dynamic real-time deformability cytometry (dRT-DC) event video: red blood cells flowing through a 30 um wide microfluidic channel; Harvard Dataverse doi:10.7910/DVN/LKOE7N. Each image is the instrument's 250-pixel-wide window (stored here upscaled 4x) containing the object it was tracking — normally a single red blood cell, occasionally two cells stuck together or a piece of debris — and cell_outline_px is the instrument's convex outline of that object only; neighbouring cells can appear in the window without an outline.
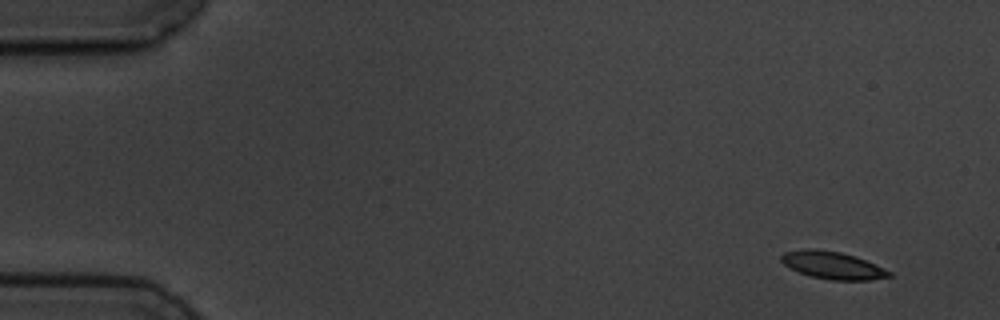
{"species": "common noctule bat (a hibernating species)", "species_latin": "Nyctalus noctula", "temperature_condition": "cold", "stored_images_in_passage": 14, "camera_frame_rate_fps": 3000, "um_per_image_px": 0.085, "animal": {"sex": "male", "body_mass_g": 19.5, "forearm_length_mm": 54.6}, "frame": {"image": 1, "passage_image": 1, "time_ms": 0.0, "image_size_px": [1000, 320], "cell_outline_px": [[892, 276], [868, 280], [832, 280], [812, 276], [800, 272], [784, 264], [780, 260], [780, 256], [784, 252], [804, 248], [816, 248], [840, 252], [856, 256], [892, 272]], "centroid_in_image_um": [70.76, 22.53], "position_along_channel_um": 14.2, "area_um2": 17.17}}
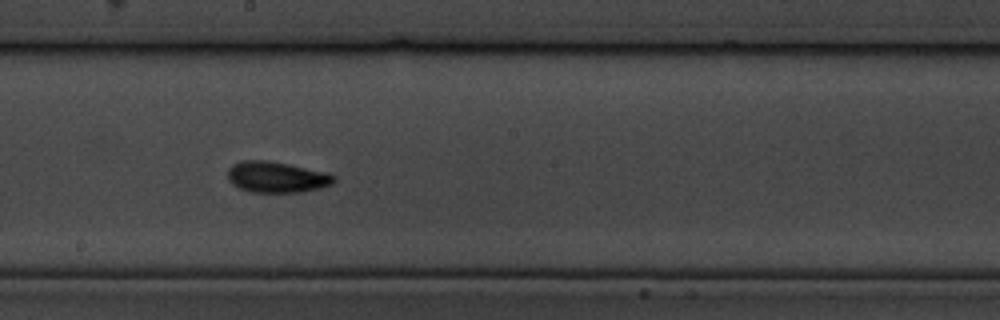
{"frame": {"image": 2, "passage_image": 8, "time_ms": 9.333, "image_size_px": [1000, 320], "cell_outline_px": [[336, 180], [332, 184], [320, 188], [300, 192], [252, 192], [240, 188], [232, 184], [228, 180], [228, 168], [232, 164], [244, 160], [268, 160], [328, 172], [336, 176]], "centroid_in_image_um": [23.53, 15.04], "position_along_channel_um": 224.7, "area_um2": 19.31}}
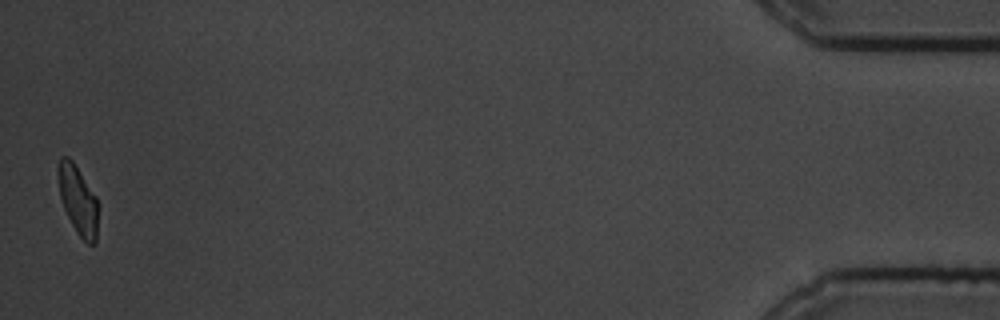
{"frame": {"image": 3, "passage_image": 14, "time_ms": 17.667, "image_size_px": [1000, 320], "cell_outline_px": [[96, 244], [88, 244], [76, 232], [64, 208], [60, 196], [56, 172], [56, 168], [60, 156], [68, 156], [72, 160], [96, 196]], "centroid_in_image_um": [6.58, 16.94], "position_along_channel_um": 428.6, "area_um2": 15.84}, "authors_computed_cell_mechanics": {"area_um2": 17.8313, "velocity_mm_per_s": 3.5089, "shape_relaxation_time_tau1_ms": 2.0346, "shape_relaxation_time_tau2_ms": null, "deformation_change_tau1": 0.0971, "deformation_change_tau2": null}}